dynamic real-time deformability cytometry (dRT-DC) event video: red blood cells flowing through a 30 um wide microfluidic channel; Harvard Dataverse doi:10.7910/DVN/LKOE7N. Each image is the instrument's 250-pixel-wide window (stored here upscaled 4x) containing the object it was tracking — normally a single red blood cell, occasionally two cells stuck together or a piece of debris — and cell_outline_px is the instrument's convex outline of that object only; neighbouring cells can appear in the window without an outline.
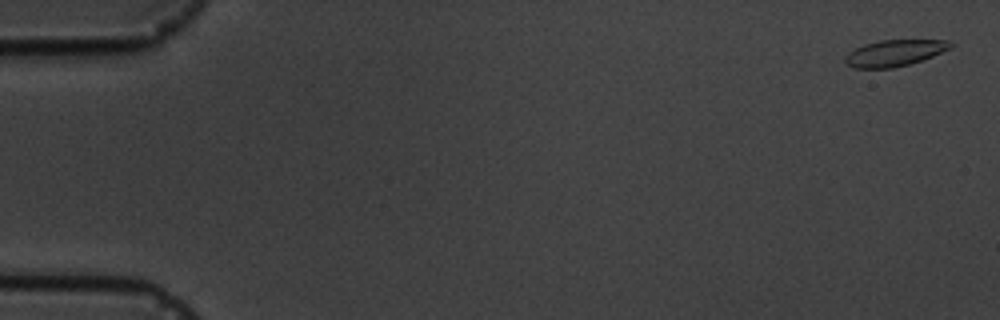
{"species": "common noctule bat (a hibernating species)", "species_latin": "Nyctalus noctula", "temperature_condition": "cold", "stored_images_in_passage": 16, "camera_frame_rate_fps": 3000, "um_per_image_px": 0.085, "animal": {"sex": "male", "body_mass_g": 19.5, "forearm_length_mm": 54.6}, "frame": {"image": 1, "passage_image": 1, "time_ms": 0.0, "image_size_px": [1000, 320], "cell_outline_px": [[956, 44], [952, 48], [932, 56], [908, 64], [892, 68], [856, 68], [848, 64], [844, 60], [844, 56], [848, 52], [864, 44], [880, 40], [948, 40]], "centroid_in_image_um": [76.05, 4.49], "position_along_channel_um": 8.9, "area_um2": 16.13}}
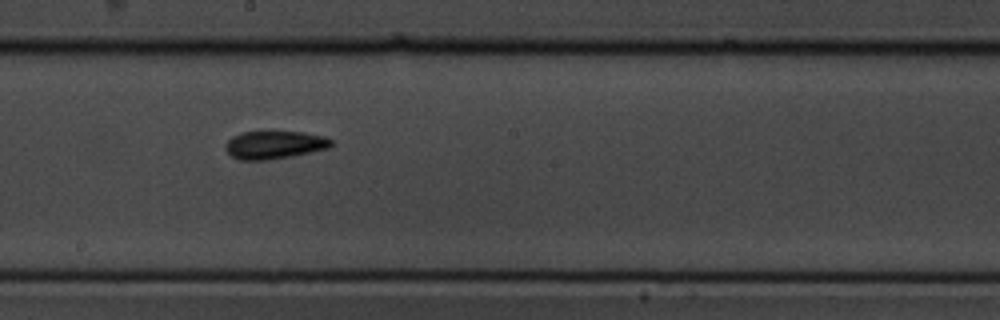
{"frame": {"image": 2, "passage_image": 9, "time_ms": 10.0, "image_size_px": [1000, 320], "cell_outline_px": [[332, 144], [328, 148], [292, 156], [264, 160], [240, 160], [232, 156], [224, 148], [224, 144], [232, 136], [240, 132], [272, 128], [304, 132], [324, 136], [332, 140]], "centroid_in_image_um": [23.29, 12.25], "position_along_channel_um": 224.9, "area_um2": 18.09}}
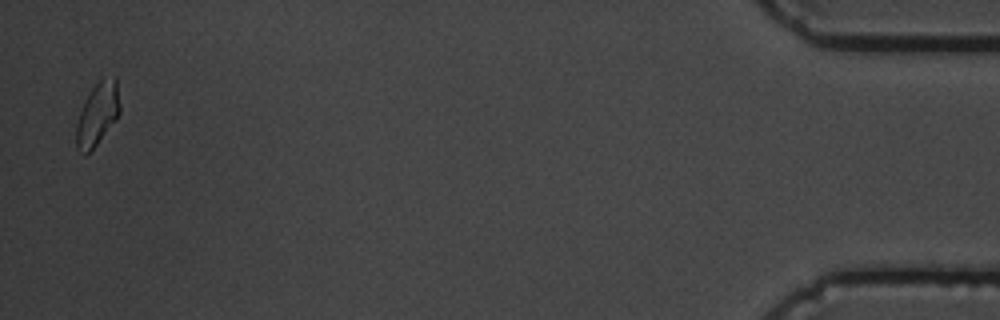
{"frame": {"image": 3, "passage_image": 16, "time_ms": 18.0, "image_size_px": [1000, 320], "cell_outline_px": [[120, 112], [96, 144], [84, 156], [76, 148], [76, 124], [80, 112], [92, 88], [104, 76], [116, 76], [120, 108]], "centroid_in_image_um": [8.28, 9.67], "position_along_channel_um": 426.9, "area_um2": 15.55}, "authors_computed_cell_mechanics": {"area_um2": 16.6753, "velocity_mm_per_s": 3.5993, "shape_relaxation_time_tau1_ms": 3.0423, "shape_relaxation_time_tau2_ms": 3.5546, "deformation_change_tau1": 0.1222, "deformation_change_tau2": 0.0708}}